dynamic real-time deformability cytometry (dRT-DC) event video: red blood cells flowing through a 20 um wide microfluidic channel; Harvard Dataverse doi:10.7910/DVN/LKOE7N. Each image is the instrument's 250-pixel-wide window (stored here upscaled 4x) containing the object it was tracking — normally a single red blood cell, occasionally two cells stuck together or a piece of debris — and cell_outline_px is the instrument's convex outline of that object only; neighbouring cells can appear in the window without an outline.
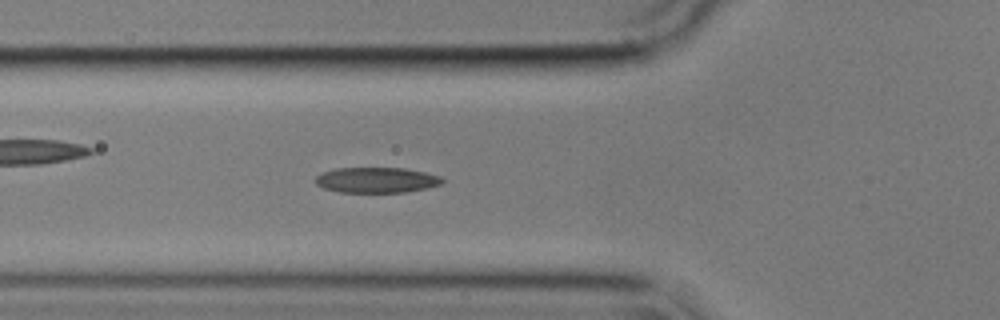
{"species": "common noctule bat (a hibernating species)", "species_latin": "Nyctalus noctula", "temperature_condition": "cold", "stored_images_in_passage": 55, "camera_frame_rate_fps": 3000, "um_per_image_px": 0.085, "animal": {"sex": "male", "body_mass_g": 17.9}, "frame": {"image": 1, "passage_image": 19, "time_ms": 6.0, "image_size_px": [1000, 320], "cell_outline_px": [[444, 180], [440, 184], [428, 188], [404, 192], [340, 192], [324, 188], [316, 184], [312, 180], [316, 176], [324, 172], [336, 168], [404, 168], [424, 172], [440, 176]], "centroid_in_image_um": [31.98, 15.3], "position_along_channel_um": 93.8, "area_um2": 18.79}}
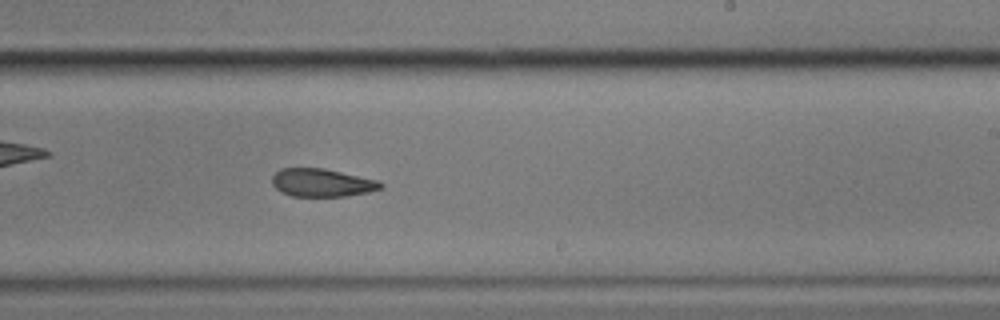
{"frame": {"image": 2, "passage_image": 33, "time_ms": 10.667, "image_size_px": [1000, 320], "cell_outline_px": [[384, 188], [368, 192], [344, 196], [292, 196], [280, 192], [272, 184], [272, 176], [280, 168], [324, 168], [380, 180], [384, 184]], "centroid_in_image_um": [27.39, 15.52], "position_along_channel_um": 261.6, "area_um2": 17.92}}
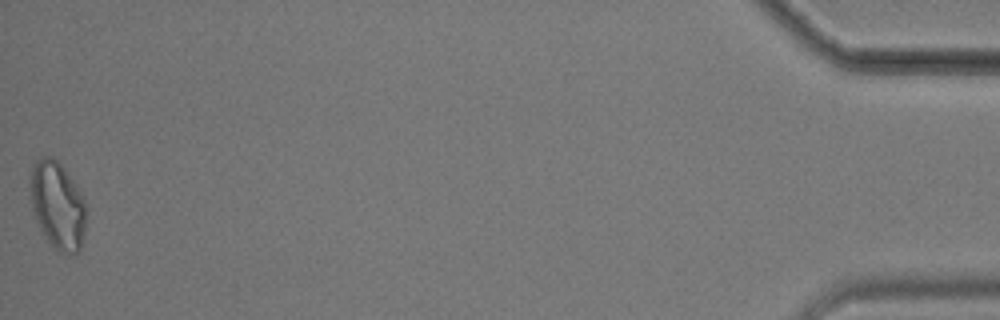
{"frame": {"image": 3, "passage_image": 55, "time_ms": 18.0, "image_size_px": [1000, 320], "cell_outline_px": [[88, 208], [84, 236], [80, 248], [72, 256], [64, 256], [52, 248], [48, 244], [36, 220], [32, 208], [28, 180], [32, 164], [40, 156], [52, 156], [64, 168], [80, 192]], "centroid_in_image_um": [4.88, 17.49], "position_along_channel_um": 430.3, "area_um2": 29.48}, "authors_computed_cell_mechanics": {"area_um2": 18.8428, "velocity_mm_per_s": 3.5867, "shape_relaxation_time_tau1_ms": 8.0162, "shape_relaxation_time_tau2_ms": 5.3814, "deformation_change_tau1": 0.1796, "deformation_change_tau2": 0.1345}}